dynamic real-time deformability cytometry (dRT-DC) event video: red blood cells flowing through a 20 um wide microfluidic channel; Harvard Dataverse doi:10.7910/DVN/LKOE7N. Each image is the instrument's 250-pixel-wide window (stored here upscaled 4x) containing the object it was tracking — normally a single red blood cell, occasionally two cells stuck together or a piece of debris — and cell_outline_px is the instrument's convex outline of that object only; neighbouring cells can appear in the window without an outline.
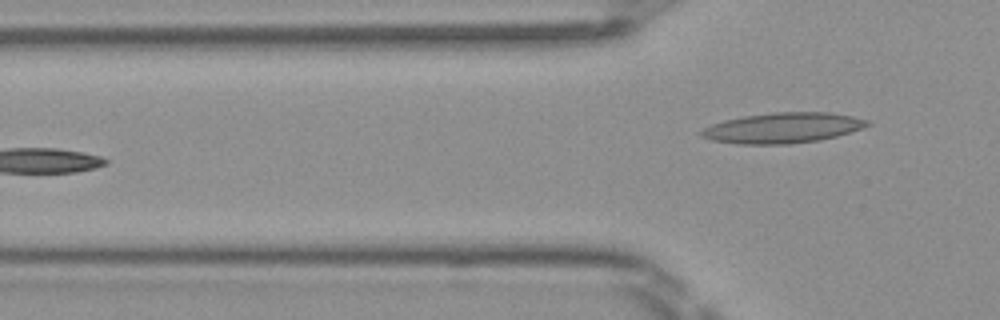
{"species": "Egyptian fruit bat (a non-hibernating species)", "species_latin": "Rousettus aegyptiacus", "temperature_condition": "room temperature", "stored_images_in_passage": 6, "camera_frame_rate_fps": 3000, "um_per_image_px": 0.085, "frame": {"image": 1, "passage_image": 6, "time_ms": 1.667, "image_size_px": [1000, 320], "cell_outline_px": [[872, 124], [864, 128], [836, 136], [820, 140], [788, 144], [740, 144], [712, 140], [700, 136], [700, 132], [704, 128], [712, 124], [724, 120], [744, 116], [772, 112], [832, 112], [852, 116], [868, 120]], "centroid_in_image_um": [66.57, 10.86], "position_along_channel_um": 59.2, "area_um2": 29.48}}